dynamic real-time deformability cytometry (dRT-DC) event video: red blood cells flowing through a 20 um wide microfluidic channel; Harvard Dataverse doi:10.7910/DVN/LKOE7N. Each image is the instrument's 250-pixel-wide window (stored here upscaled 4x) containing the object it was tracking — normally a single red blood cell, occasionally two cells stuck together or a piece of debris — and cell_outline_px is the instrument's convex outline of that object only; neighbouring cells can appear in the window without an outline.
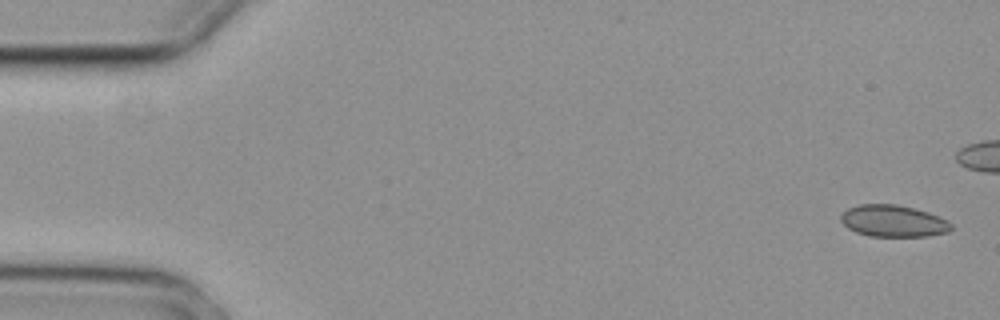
{"species": "common noctule bat (a hibernating species)", "species_latin": "Nyctalus noctula", "temperature_condition": "cold", "stored_images_in_passage": 6, "camera_frame_rate_fps": 3000, "um_per_image_px": 0.085, "animal": {"sex": "female", "body_mass_g": 29.2, "forearm_length_mm": 56.3}, "frame": {"image": 1, "passage_image": 1, "time_ms": 0.0, "image_size_px": [1000, 320], "cell_outline_px": [[952, 228], [948, 232], [928, 236], [868, 236], [856, 232], [848, 228], [840, 220], [840, 216], [848, 208], [860, 204], [896, 204], [928, 212], [940, 216], [948, 220], [952, 224]], "centroid_in_image_um": [75.94, 18.78], "position_along_channel_um": 9.1, "area_um2": 20.46}}
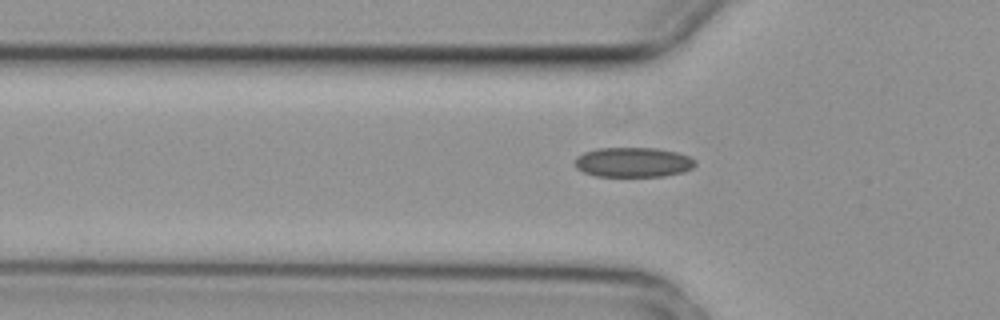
{"frame": {"image": 2, "passage_image": 6, "time_ms": 1.667, "image_size_px": [1000, 320], "cell_outline_px": [[696, 164], [692, 168], [684, 172], [664, 176], [596, 176], [584, 172], [576, 168], [576, 156], [584, 152], [596, 148], [656, 148], [676, 152], [688, 156], [696, 160]], "centroid_in_image_um": [53.83, 13.79], "position_along_channel_um": 72.0, "area_um2": 20.92}}